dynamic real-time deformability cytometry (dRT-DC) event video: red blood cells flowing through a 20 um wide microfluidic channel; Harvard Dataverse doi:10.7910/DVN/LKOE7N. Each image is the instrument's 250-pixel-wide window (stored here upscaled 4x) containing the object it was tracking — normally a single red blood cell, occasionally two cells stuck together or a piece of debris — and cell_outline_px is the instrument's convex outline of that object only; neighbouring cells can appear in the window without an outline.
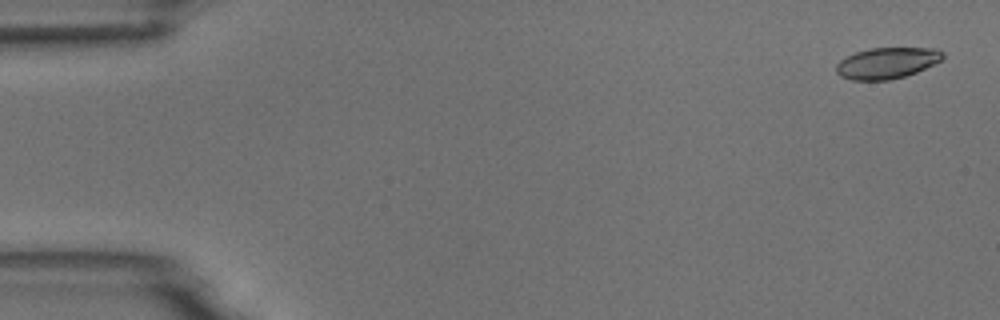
{"species": "common noctule bat (a hibernating species)", "species_latin": "Nyctalus noctula", "temperature_condition": "room temperature", "stored_images_in_passage": 6, "camera_frame_rate_fps": 3000, "um_per_image_px": 0.085, "animal": {"sex": "male", "body_mass_g": 18.8}, "frame": {"image": 1, "passage_image": 1, "time_ms": 0.0, "image_size_px": [1000, 320], "cell_outline_px": [[944, 60], [916, 72], [904, 76], [888, 80], [852, 80], [840, 76], [836, 72], [836, 64], [840, 60], [856, 52], [868, 48], [936, 48], [944, 52]], "centroid_in_image_um": [75.41, 5.35], "position_along_channel_um": 9.6, "area_um2": 19.42}}
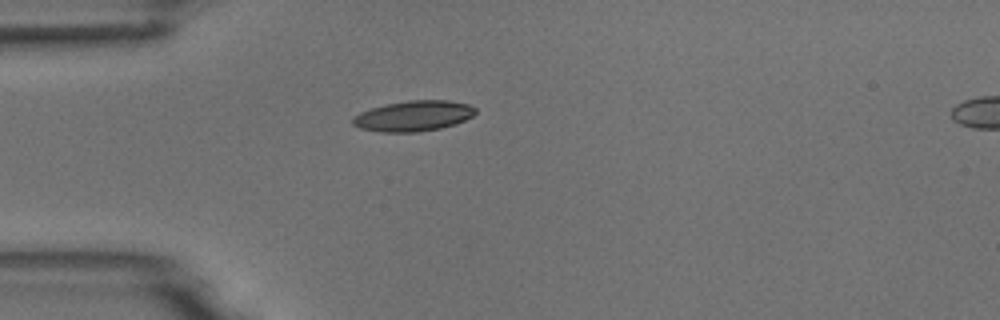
{"frame": {"image": 2, "passage_image": 5, "time_ms": 4.333, "image_size_px": [1000, 320], "cell_outline_px": [[476, 112], [472, 116], [464, 120], [440, 128], [416, 132], [380, 132], [360, 128], [352, 124], [352, 120], [360, 112], [372, 108], [388, 104], [408, 100], [448, 100], [468, 104], [476, 108]], "centroid_in_image_um": [35.15, 9.85], "position_along_channel_um": 49.9, "area_um2": 21.56}}